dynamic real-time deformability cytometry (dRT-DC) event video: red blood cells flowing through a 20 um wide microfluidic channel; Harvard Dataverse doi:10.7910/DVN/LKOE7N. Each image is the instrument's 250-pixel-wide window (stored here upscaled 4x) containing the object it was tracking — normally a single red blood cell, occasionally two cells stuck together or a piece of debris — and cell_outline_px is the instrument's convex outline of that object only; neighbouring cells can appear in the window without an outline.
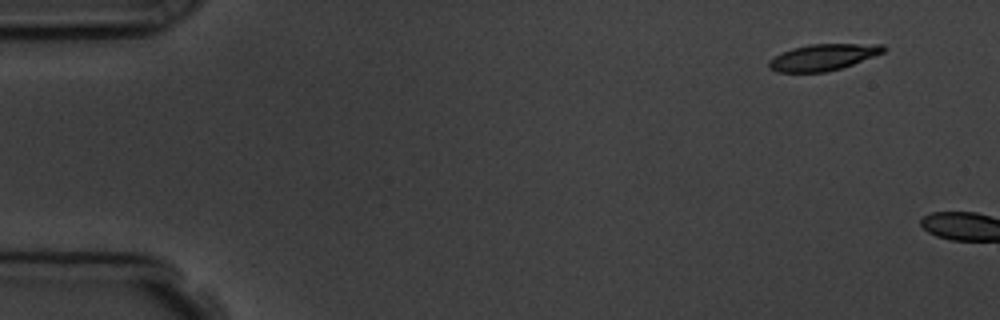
{"species": "common noctule bat (a hibernating species)", "species_latin": "Nyctalus noctula", "temperature_condition": "room temperature", "stored_images_in_passage": 2, "camera_frame_rate_fps": 3000, "um_per_image_px": 0.085, "animal": {"sex": "male", "body_mass_g": 19.5, "forearm_length_mm": 54.6}, "frame": {"image": 1, "passage_image": 1, "time_ms": 0.0, "image_size_px": [1000, 320], "cell_outline_px": [[888, 48], [884, 52], [852, 64], [840, 68], [824, 72], [776, 72], [768, 68], [768, 60], [792, 48], [812, 44], [884, 44]], "centroid_in_image_um": [69.96, 4.86], "position_along_channel_um": 15.0, "area_um2": 17.46}}